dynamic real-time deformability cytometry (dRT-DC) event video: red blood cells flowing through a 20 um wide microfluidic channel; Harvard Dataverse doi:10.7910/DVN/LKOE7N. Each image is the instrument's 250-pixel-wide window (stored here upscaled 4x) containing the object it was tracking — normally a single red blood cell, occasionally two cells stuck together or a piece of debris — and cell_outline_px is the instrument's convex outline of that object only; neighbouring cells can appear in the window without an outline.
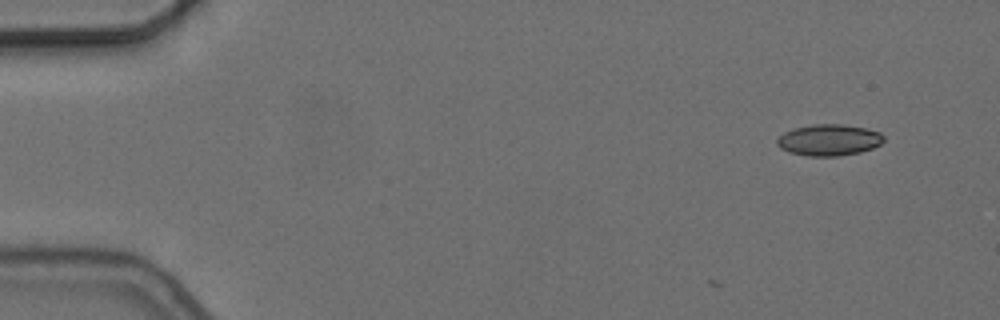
{"species": "common noctule bat (a hibernating species)", "species_latin": "Nyctalus noctula", "temperature_condition": "cold", "stored_images_in_passage": 5, "camera_frame_rate_fps": 3000, "um_per_image_px": 0.085, "animal": {"sex": "female", "body_mass_g": 24.6, "forearm_length_mm": 56.2}, "frame": {"image": 1, "passage_image": 2, "time_ms": 1.0, "image_size_px": [1000, 320], "cell_outline_px": [[884, 140], [880, 144], [872, 148], [860, 152], [836, 156], [808, 156], [788, 152], [780, 148], [776, 144], [776, 140], [784, 132], [796, 128], [812, 124], [844, 124], [864, 128], [880, 132], [884, 136]], "centroid_in_image_um": [70.45, 11.9], "position_along_channel_um": 14.6, "area_um2": 19.48}}